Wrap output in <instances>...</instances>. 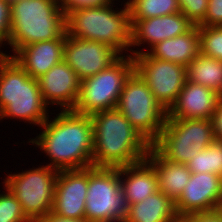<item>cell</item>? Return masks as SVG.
I'll list each match as a JSON object with an SVG mask.
<instances>
[{"label": "cell", "instance_id": "obj_31", "mask_svg": "<svg viewBox=\"0 0 222 222\" xmlns=\"http://www.w3.org/2000/svg\"><path fill=\"white\" fill-rule=\"evenodd\" d=\"M105 3H108V0H60L64 13L73 9L97 6Z\"/></svg>", "mask_w": 222, "mask_h": 222}, {"label": "cell", "instance_id": "obj_32", "mask_svg": "<svg viewBox=\"0 0 222 222\" xmlns=\"http://www.w3.org/2000/svg\"><path fill=\"white\" fill-rule=\"evenodd\" d=\"M179 222H222V215L218 211L212 213L192 214L180 218Z\"/></svg>", "mask_w": 222, "mask_h": 222}, {"label": "cell", "instance_id": "obj_34", "mask_svg": "<svg viewBox=\"0 0 222 222\" xmlns=\"http://www.w3.org/2000/svg\"><path fill=\"white\" fill-rule=\"evenodd\" d=\"M39 222H88L86 219H66L58 217L53 213H48L43 219Z\"/></svg>", "mask_w": 222, "mask_h": 222}, {"label": "cell", "instance_id": "obj_36", "mask_svg": "<svg viewBox=\"0 0 222 222\" xmlns=\"http://www.w3.org/2000/svg\"><path fill=\"white\" fill-rule=\"evenodd\" d=\"M218 212L222 215V200H221V204H220V207L218 209Z\"/></svg>", "mask_w": 222, "mask_h": 222}, {"label": "cell", "instance_id": "obj_5", "mask_svg": "<svg viewBox=\"0 0 222 222\" xmlns=\"http://www.w3.org/2000/svg\"><path fill=\"white\" fill-rule=\"evenodd\" d=\"M38 80L10 56L0 54V119L12 117L41 126L49 117Z\"/></svg>", "mask_w": 222, "mask_h": 222}, {"label": "cell", "instance_id": "obj_7", "mask_svg": "<svg viewBox=\"0 0 222 222\" xmlns=\"http://www.w3.org/2000/svg\"><path fill=\"white\" fill-rule=\"evenodd\" d=\"M121 56L110 67L80 82L74 112L91 116L117 107L125 81L134 72L131 55Z\"/></svg>", "mask_w": 222, "mask_h": 222}, {"label": "cell", "instance_id": "obj_20", "mask_svg": "<svg viewBox=\"0 0 222 222\" xmlns=\"http://www.w3.org/2000/svg\"><path fill=\"white\" fill-rule=\"evenodd\" d=\"M146 160L156 171L159 190L176 202L190 180L192 172L186 164L173 163L165 159L152 145Z\"/></svg>", "mask_w": 222, "mask_h": 222}, {"label": "cell", "instance_id": "obj_3", "mask_svg": "<svg viewBox=\"0 0 222 222\" xmlns=\"http://www.w3.org/2000/svg\"><path fill=\"white\" fill-rule=\"evenodd\" d=\"M111 2L73 9L65 13L66 35L72 38L102 42L117 50L128 52L131 20L128 6L115 11Z\"/></svg>", "mask_w": 222, "mask_h": 222}, {"label": "cell", "instance_id": "obj_16", "mask_svg": "<svg viewBox=\"0 0 222 222\" xmlns=\"http://www.w3.org/2000/svg\"><path fill=\"white\" fill-rule=\"evenodd\" d=\"M193 26L194 24L182 12L131 20L130 46H140L147 42L152 48L163 40L185 34Z\"/></svg>", "mask_w": 222, "mask_h": 222}, {"label": "cell", "instance_id": "obj_15", "mask_svg": "<svg viewBox=\"0 0 222 222\" xmlns=\"http://www.w3.org/2000/svg\"><path fill=\"white\" fill-rule=\"evenodd\" d=\"M45 103L57 104L63 110H72L76 104L80 80L76 72L62 60L38 79Z\"/></svg>", "mask_w": 222, "mask_h": 222}, {"label": "cell", "instance_id": "obj_27", "mask_svg": "<svg viewBox=\"0 0 222 222\" xmlns=\"http://www.w3.org/2000/svg\"><path fill=\"white\" fill-rule=\"evenodd\" d=\"M0 222H31L24 214L20 202L6 188L0 194Z\"/></svg>", "mask_w": 222, "mask_h": 222}, {"label": "cell", "instance_id": "obj_22", "mask_svg": "<svg viewBox=\"0 0 222 222\" xmlns=\"http://www.w3.org/2000/svg\"><path fill=\"white\" fill-rule=\"evenodd\" d=\"M123 222H179L175 202L158 190L127 207Z\"/></svg>", "mask_w": 222, "mask_h": 222}, {"label": "cell", "instance_id": "obj_17", "mask_svg": "<svg viewBox=\"0 0 222 222\" xmlns=\"http://www.w3.org/2000/svg\"><path fill=\"white\" fill-rule=\"evenodd\" d=\"M220 97L212 89L186 80L177 100L167 111V118L211 119Z\"/></svg>", "mask_w": 222, "mask_h": 222}, {"label": "cell", "instance_id": "obj_21", "mask_svg": "<svg viewBox=\"0 0 222 222\" xmlns=\"http://www.w3.org/2000/svg\"><path fill=\"white\" fill-rule=\"evenodd\" d=\"M199 45L198 26L194 25L185 34L157 43L147 53L153 58L187 67L200 54Z\"/></svg>", "mask_w": 222, "mask_h": 222}, {"label": "cell", "instance_id": "obj_23", "mask_svg": "<svg viewBox=\"0 0 222 222\" xmlns=\"http://www.w3.org/2000/svg\"><path fill=\"white\" fill-rule=\"evenodd\" d=\"M187 81L212 89L222 96V61L199 54L186 67Z\"/></svg>", "mask_w": 222, "mask_h": 222}, {"label": "cell", "instance_id": "obj_18", "mask_svg": "<svg viewBox=\"0 0 222 222\" xmlns=\"http://www.w3.org/2000/svg\"><path fill=\"white\" fill-rule=\"evenodd\" d=\"M65 37L66 32L58 39L26 45L13 56L0 54L12 57L30 77L38 79L63 60Z\"/></svg>", "mask_w": 222, "mask_h": 222}, {"label": "cell", "instance_id": "obj_11", "mask_svg": "<svg viewBox=\"0 0 222 222\" xmlns=\"http://www.w3.org/2000/svg\"><path fill=\"white\" fill-rule=\"evenodd\" d=\"M129 50L134 55V71L147 83L154 97L168 111L187 80L186 67L153 58L147 52Z\"/></svg>", "mask_w": 222, "mask_h": 222}, {"label": "cell", "instance_id": "obj_24", "mask_svg": "<svg viewBox=\"0 0 222 222\" xmlns=\"http://www.w3.org/2000/svg\"><path fill=\"white\" fill-rule=\"evenodd\" d=\"M188 169L194 173H213L222 177V140H214L187 162Z\"/></svg>", "mask_w": 222, "mask_h": 222}, {"label": "cell", "instance_id": "obj_33", "mask_svg": "<svg viewBox=\"0 0 222 222\" xmlns=\"http://www.w3.org/2000/svg\"><path fill=\"white\" fill-rule=\"evenodd\" d=\"M215 140H222V96L219 98L217 109L211 118Z\"/></svg>", "mask_w": 222, "mask_h": 222}, {"label": "cell", "instance_id": "obj_9", "mask_svg": "<svg viewBox=\"0 0 222 222\" xmlns=\"http://www.w3.org/2000/svg\"><path fill=\"white\" fill-rule=\"evenodd\" d=\"M120 168L88 167L85 219L88 222H123L127 203L122 192Z\"/></svg>", "mask_w": 222, "mask_h": 222}, {"label": "cell", "instance_id": "obj_13", "mask_svg": "<svg viewBox=\"0 0 222 222\" xmlns=\"http://www.w3.org/2000/svg\"><path fill=\"white\" fill-rule=\"evenodd\" d=\"M222 200V177L213 173L191 174L181 196L175 202L180 218L218 211Z\"/></svg>", "mask_w": 222, "mask_h": 222}, {"label": "cell", "instance_id": "obj_37", "mask_svg": "<svg viewBox=\"0 0 222 222\" xmlns=\"http://www.w3.org/2000/svg\"><path fill=\"white\" fill-rule=\"evenodd\" d=\"M9 3H13V2H15V1H17V0H7Z\"/></svg>", "mask_w": 222, "mask_h": 222}, {"label": "cell", "instance_id": "obj_28", "mask_svg": "<svg viewBox=\"0 0 222 222\" xmlns=\"http://www.w3.org/2000/svg\"><path fill=\"white\" fill-rule=\"evenodd\" d=\"M181 12L194 24L199 25L206 17L209 0H178Z\"/></svg>", "mask_w": 222, "mask_h": 222}, {"label": "cell", "instance_id": "obj_4", "mask_svg": "<svg viewBox=\"0 0 222 222\" xmlns=\"http://www.w3.org/2000/svg\"><path fill=\"white\" fill-rule=\"evenodd\" d=\"M8 44L15 53L36 42L60 38L66 32L60 0H17L10 3Z\"/></svg>", "mask_w": 222, "mask_h": 222}, {"label": "cell", "instance_id": "obj_14", "mask_svg": "<svg viewBox=\"0 0 222 222\" xmlns=\"http://www.w3.org/2000/svg\"><path fill=\"white\" fill-rule=\"evenodd\" d=\"M87 190L88 168L60 170L51 213L66 219H85Z\"/></svg>", "mask_w": 222, "mask_h": 222}, {"label": "cell", "instance_id": "obj_19", "mask_svg": "<svg viewBox=\"0 0 222 222\" xmlns=\"http://www.w3.org/2000/svg\"><path fill=\"white\" fill-rule=\"evenodd\" d=\"M122 192L127 205L141 202L159 190L158 178L154 167L146 160L120 168Z\"/></svg>", "mask_w": 222, "mask_h": 222}, {"label": "cell", "instance_id": "obj_30", "mask_svg": "<svg viewBox=\"0 0 222 222\" xmlns=\"http://www.w3.org/2000/svg\"><path fill=\"white\" fill-rule=\"evenodd\" d=\"M10 3L7 0H0V44L6 41L8 44L10 34ZM0 45V46H1Z\"/></svg>", "mask_w": 222, "mask_h": 222}, {"label": "cell", "instance_id": "obj_10", "mask_svg": "<svg viewBox=\"0 0 222 222\" xmlns=\"http://www.w3.org/2000/svg\"><path fill=\"white\" fill-rule=\"evenodd\" d=\"M58 172L46 165L9 174L3 182L20 202L25 216L31 222H39L52 211Z\"/></svg>", "mask_w": 222, "mask_h": 222}, {"label": "cell", "instance_id": "obj_35", "mask_svg": "<svg viewBox=\"0 0 222 222\" xmlns=\"http://www.w3.org/2000/svg\"><path fill=\"white\" fill-rule=\"evenodd\" d=\"M113 0H108V2L112 3ZM132 0H128L126 3H124L126 6H128L131 3Z\"/></svg>", "mask_w": 222, "mask_h": 222}, {"label": "cell", "instance_id": "obj_25", "mask_svg": "<svg viewBox=\"0 0 222 222\" xmlns=\"http://www.w3.org/2000/svg\"><path fill=\"white\" fill-rule=\"evenodd\" d=\"M130 20L148 19L181 12L178 0H132Z\"/></svg>", "mask_w": 222, "mask_h": 222}, {"label": "cell", "instance_id": "obj_29", "mask_svg": "<svg viewBox=\"0 0 222 222\" xmlns=\"http://www.w3.org/2000/svg\"><path fill=\"white\" fill-rule=\"evenodd\" d=\"M201 26H222V0H209L205 19Z\"/></svg>", "mask_w": 222, "mask_h": 222}, {"label": "cell", "instance_id": "obj_1", "mask_svg": "<svg viewBox=\"0 0 222 222\" xmlns=\"http://www.w3.org/2000/svg\"><path fill=\"white\" fill-rule=\"evenodd\" d=\"M44 130L29 141L50 157L47 165L58 171L93 166L94 137L91 117L73 110H62L53 121L47 119Z\"/></svg>", "mask_w": 222, "mask_h": 222}, {"label": "cell", "instance_id": "obj_8", "mask_svg": "<svg viewBox=\"0 0 222 222\" xmlns=\"http://www.w3.org/2000/svg\"><path fill=\"white\" fill-rule=\"evenodd\" d=\"M214 140L211 119L167 118L152 146L168 161L187 164Z\"/></svg>", "mask_w": 222, "mask_h": 222}, {"label": "cell", "instance_id": "obj_6", "mask_svg": "<svg viewBox=\"0 0 222 222\" xmlns=\"http://www.w3.org/2000/svg\"><path fill=\"white\" fill-rule=\"evenodd\" d=\"M116 108L151 145L159 138L167 111L135 71L125 81Z\"/></svg>", "mask_w": 222, "mask_h": 222}, {"label": "cell", "instance_id": "obj_2", "mask_svg": "<svg viewBox=\"0 0 222 222\" xmlns=\"http://www.w3.org/2000/svg\"><path fill=\"white\" fill-rule=\"evenodd\" d=\"M90 117L94 137L93 167L121 168L146 159L151 144L117 108Z\"/></svg>", "mask_w": 222, "mask_h": 222}, {"label": "cell", "instance_id": "obj_12", "mask_svg": "<svg viewBox=\"0 0 222 222\" xmlns=\"http://www.w3.org/2000/svg\"><path fill=\"white\" fill-rule=\"evenodd\" d=\"M121 55L102 42L65 37L63 60L76 72L80 81L110 67Z\"/></svg>", "mask_w": 222, "mask_h": 222}, {"label": "cell", "instance_id": "obj_26", "mask_svg": "<svg viewBox=\"0 0 222 222\" xmlns=\"http://www.w3.org/2000/svg\"><path fill=\"white\" fill-rule=\"evenodd\" d=\"M197 26L200 54L222 61V26Z\"/></svg>", "mask_w": 222, "mask_h": 222}]
</instances>
